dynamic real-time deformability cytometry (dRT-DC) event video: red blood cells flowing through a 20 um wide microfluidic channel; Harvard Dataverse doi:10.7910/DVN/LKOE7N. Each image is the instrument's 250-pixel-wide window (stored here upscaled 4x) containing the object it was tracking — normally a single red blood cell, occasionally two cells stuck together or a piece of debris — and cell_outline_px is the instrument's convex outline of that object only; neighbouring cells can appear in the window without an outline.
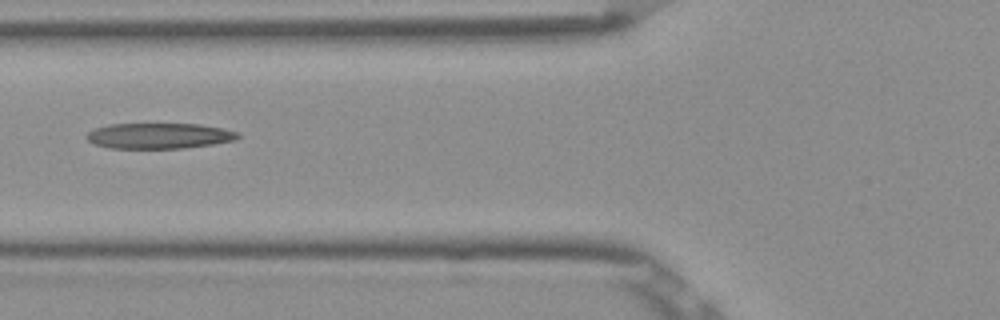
{"species": "Egyptian fruit bat (a non-hibernating species)", "species_latin": "Rousettus aegyptiacus", "temperature_condition": "room temperature", "stored_images_in_passage": 5, "camera_frame_rate_fps": 3000, "um_per_image_px": 0.085, "frame": {"image": 1, "passage_image": 5, "time_ms": 1.333, "image_size_px": [1000, 320], "cell_outline_px": [[240, 136], [236, 140], [212, 144], [184, 148], [108, 148], [96, 144], [88, 140], [84, 136], [88, 132], [96, 128], [108, 124], [200, 124], [240, 132]], "centroid_in_image_um": [13.53, 11.54], "position_along_channel_um": 112.3, "area_um2": 22.54}}